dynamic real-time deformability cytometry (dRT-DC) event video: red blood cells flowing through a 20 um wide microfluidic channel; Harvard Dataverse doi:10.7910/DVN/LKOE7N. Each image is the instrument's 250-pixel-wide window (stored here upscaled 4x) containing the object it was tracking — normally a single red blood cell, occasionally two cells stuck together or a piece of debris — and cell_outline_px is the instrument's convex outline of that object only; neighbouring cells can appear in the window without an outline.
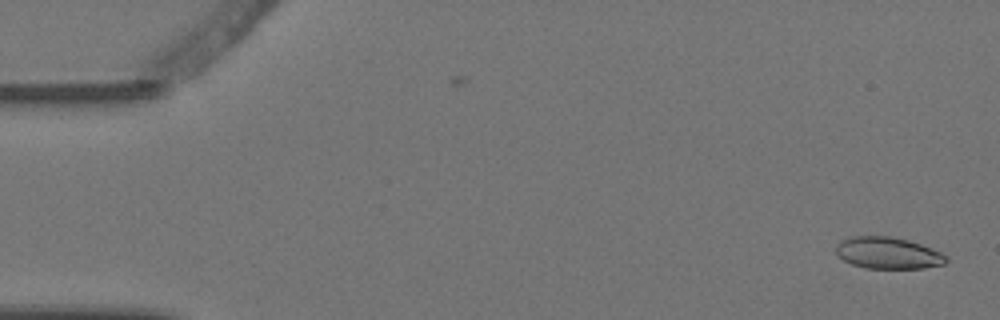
{"species": "Egyptian fruit bat (a non-hibernating species)", "species_latin": "Rousettus aegyptiacus", "temperature_condition": "warm", "stored_images_in_passage": 2, "camera_frame_rate_fps": 3000, "um_per_image_px": 0.085, "animal": {"sex": "female"}, "frame": {"image": 1, "passage_image": 2, "time_ms": 0.333, "image_size_px": [1000, 320], "cell_outline_px": [[948, 260], [944, 264], [924, 268], [864, 268], [852, 264], [836, 256], [836, 244], [840, 240], [848, 236], [892, 236], [908, 240], [932, 248], [948, 256]], "centroid_in_image_um": [75.45, 21.5], "position_along_channel_um": 9.6, "area_um2": 20.58}}